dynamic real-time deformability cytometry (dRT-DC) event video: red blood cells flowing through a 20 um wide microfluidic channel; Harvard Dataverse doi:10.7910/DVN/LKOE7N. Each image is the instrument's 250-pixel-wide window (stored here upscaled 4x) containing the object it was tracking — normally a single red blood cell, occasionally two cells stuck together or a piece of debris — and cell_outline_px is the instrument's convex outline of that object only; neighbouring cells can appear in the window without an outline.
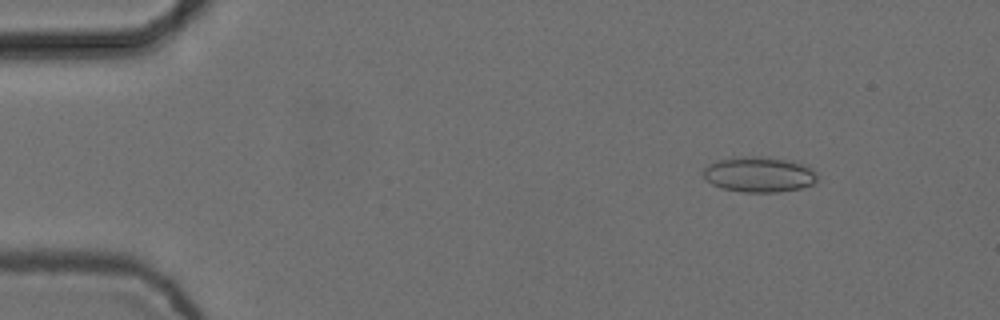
{"species": "common noctule bat (a hibernating species)", "species_latin": "Nyctalus noctula", "temperature_condition": "cold", "stored_images_in_passage": 4, "camera_frame_rate_fps": 3000, "um_per_image_px": 0.085, "animal": {"sex": "female", "body_mass_g": 24.6, "forearm_length_mm": 56.2}, "frame": {"image": 1, "passage_image": 2, "time_ms": 0.333, "image_size_px": [1000, 320], "cell_outline_px": [[820, 176], [812, 184], [800, 188], [776, 192], [740, 192], [724, 188], [712, 184], [700, 172], [708, 164], [716, 160], [744, 156], [760, 156], [792, 160], [808, 164]], "centroid_in_image_um": [64.55, 14.81], "position_along_channel_um": 20.4, "area_um2": 23.87}}